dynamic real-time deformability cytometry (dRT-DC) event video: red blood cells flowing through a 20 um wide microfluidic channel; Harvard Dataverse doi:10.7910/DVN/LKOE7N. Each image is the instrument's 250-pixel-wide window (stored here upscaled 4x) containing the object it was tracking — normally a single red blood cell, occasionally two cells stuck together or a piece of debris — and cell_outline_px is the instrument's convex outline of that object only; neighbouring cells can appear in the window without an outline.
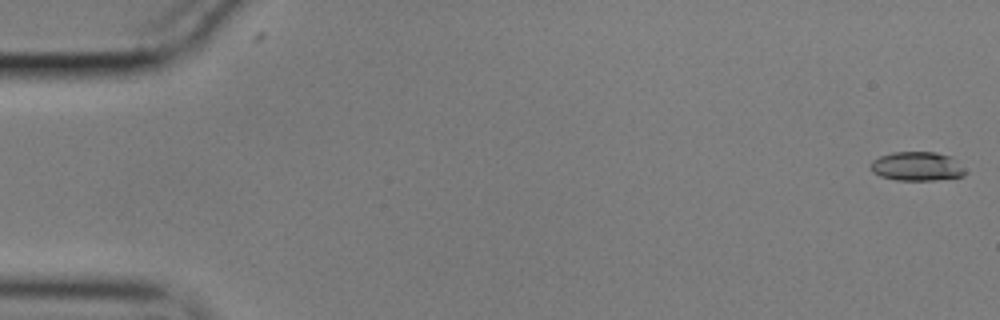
{"species": "common noctule bat (a hibernating species)", "species_latin": "Nyctalus noctula", "temperature_condition": "cold", "stored_images_in_passage": 56, "camera_frame_rate_fps": 3000, "um_per_image_px": 0.085, "animal": {"sex": "male", "body_mass_g": 17.9}, "frame": {"image": 1, "passage_image": 1, "time_ms": 0.0, "image_size_px": [1000, 320], "cell_outline_px": [[964, 176], [936, 180], [896, 180], [880, 176], [872, 172], [872, 160], [880, 156], [892, 152], [936, 152], [952, 156], [956, 160], [964, 172]], "centroid_in_image_um": [77.93, 14.13], "position_along_channel_um": 7.1, "area_um2": 15.9}}
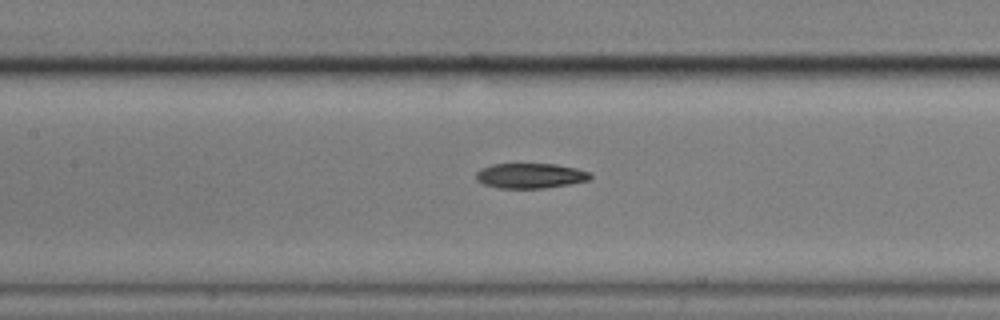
{"frame": {"image": 2, "passage_image": 26, "time_ms": 8.333, "image_size_px": [1000, 320], "cell_outline_px": [[592, 176], [588, 180], [568, 184], [544, 188], [500, 188], [484, 184], [476, 180], [476, 172], [480, 168], [492, 164], [556, 164], [576, 168], [592, 172]], "centroid_in_image_um": [45.07, 14.93], "position_along_channel_um": 162.3, "area_um2": 16.7}}
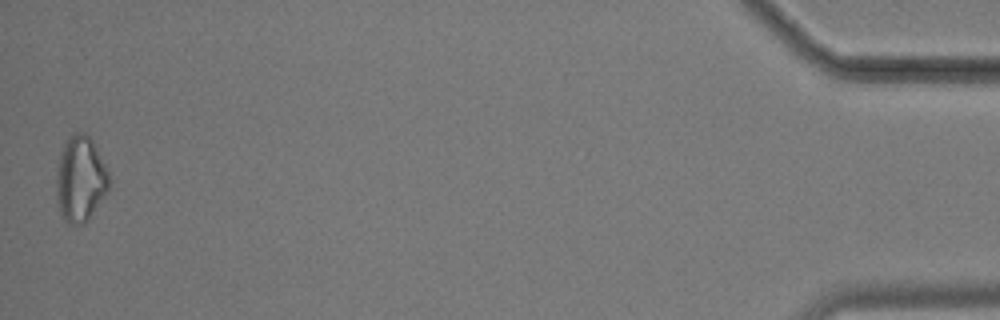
{"frame": {"image": 3, "passage_image": 56, "time_ms": 18.333, "image_size_px": [1000, 320], "cell_outline_px": [[108, 188], [104, 196], [88, 220], [84, 224], [68, 224], [64, 220], [60, 212], [56, 200], [56, 176], [60, 152], [68, 136], [76, 132], [84, 132], [92, 140], [108, 172]], "centroid_in_image_um": [6.8, 15.23], "position_along_channel_um": 428.4, "area_um2": 26.18}, "authors_computed_cell_mechanics": {"area_um2": 17.2822, "velocity_mm_per_s": 3.5604, "shape_relaxation_time_tau1_ms": null, "shape_relaxation_time_tau2_ms": 11.1082, "deformation_change_tau1": null, "deformation_change_tau2": 0.2101}}